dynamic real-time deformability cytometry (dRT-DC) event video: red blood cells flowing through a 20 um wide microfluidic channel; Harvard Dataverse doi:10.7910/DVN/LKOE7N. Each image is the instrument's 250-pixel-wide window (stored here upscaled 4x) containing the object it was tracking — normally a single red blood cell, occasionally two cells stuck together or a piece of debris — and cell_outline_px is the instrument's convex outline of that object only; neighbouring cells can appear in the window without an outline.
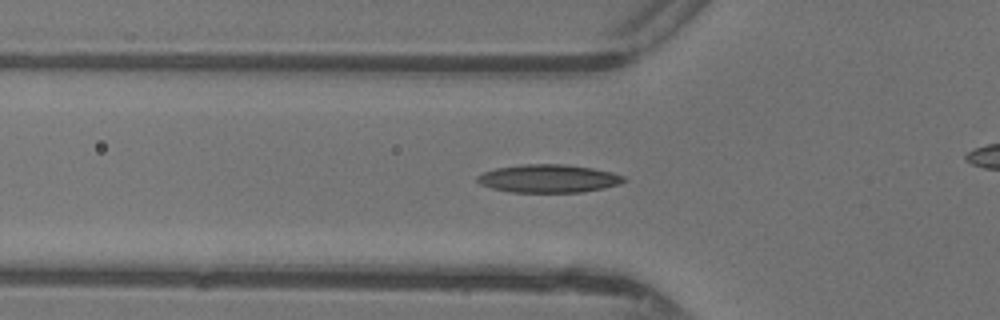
{"species": "common noctule bat (a hibernating species)", "species_latin": "Nyctalus noctula", "temperature_condition": "warm", "stored_images_in_passage": 41, "camera_frame_rate_fps": 3000, "um_per_image_px": 0.085, "animal": {"sex": "female"}, "frame": {"image": 1, "passage_image": 17, "time_ms": 5.333, "image_size_px": [1000, 320], "cell_outline_px": [[628, 180], [620, 184], [604, 188], [584, 192], [512, 192], [492, 188], [480, 184], [476, 180], [476, 176], [484, 172], [496, 168], [520, 164], [568, 164], [592, 168], [612, 172], [624, 176]], "centroid_in_image_um": [46.65, 15.17], "position_along_channel_um": 79.2, "area_um2": 24.16}}
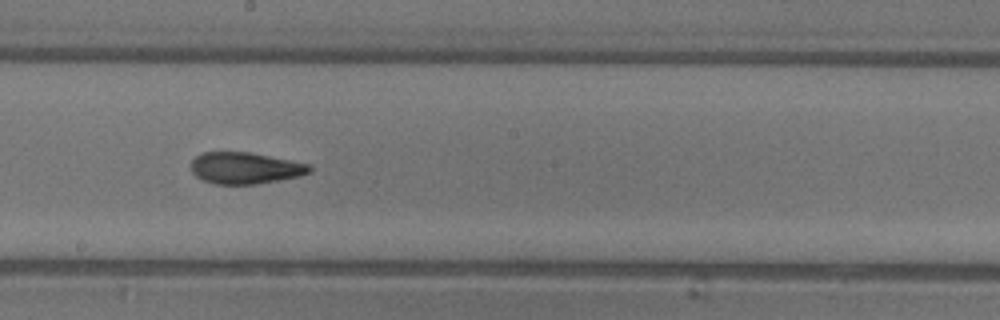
{"frame": {"image": 2, "passage_image": 27, "time_ms": 8.667, "image_size_px": [1000, 320], "cell_outline_px": [[312, 172], [300, 176], [280, 180], [256, 184], [216, 184], [204, 180], [196, 176], [192, 172], [192, 160], [196, 156], [204, 152], [248, 152], [292, 160], [312, 164]], "centroid_in_image_um": [20.9, 14.28], "position_along_channel_um": 227.3, "area_um2": 21.85}}
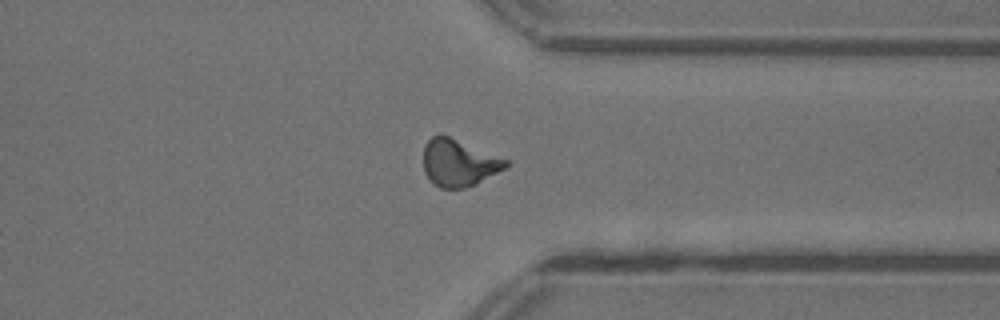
{"frame": {"image": 3, "passage_image": 37, "time_ms": 12.0, "image_size_px": [1000, 320], "cell_outline_px": [[508, 164], [504, 168], [476, 184], [464, 188], [440, 188], [432, 184], [424, 172], [424, 148], [428, 140], [432, 136], [440, 132], [508, 160]], "centroid_in_image_um": [38.95, 13.83], "position_along_channel_um": 372.5, "area_um2": 22.54}}